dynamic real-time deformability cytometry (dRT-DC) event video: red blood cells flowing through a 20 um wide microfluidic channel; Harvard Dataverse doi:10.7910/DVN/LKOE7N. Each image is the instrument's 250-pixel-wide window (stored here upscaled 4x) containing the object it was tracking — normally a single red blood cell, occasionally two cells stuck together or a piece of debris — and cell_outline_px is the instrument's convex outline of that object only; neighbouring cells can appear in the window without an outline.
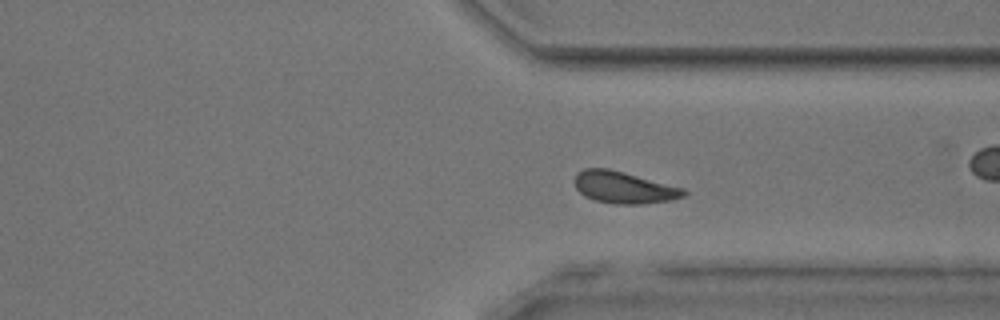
{"species": "common noctule bat (a hibernating species)", "species_latin": "Nyctalus noctula", "temperature_condition": "room temperature", "stored_images_in_passage": 50, "camera_frame_rate_fps": 3000, "um_per_image_px": 0.085, "animal": {"sex": "male", "body_mass_g": 17.9, "forearm_length_mm": 54.2}, "frame": {"image": 1, "passage_image": 36, "time_ms": 11.667, "image_size_px": [1000, 320], "cell_outline_px": [[688, 192], [684, 196], [672, 200], [644, 204], [616, 204], [596, 200], [584, 196], [576, 188], [572, 180], [576, 172], [584, 168], [608, 168], [624, 172], [684, 188]], "centroid_in_image_um": [53.0, 15.92], "position_along_channel_um": 358.4, "area_um2": 20.46}, "authors_computed_cell_mechanics": {"area_um2": 20.1722, "velocity_mm_per_s": 3.8392, "shape_relaxation_time_tau1_ms": 2.1973, "shape_relaxation_time_tau2_ms": 2.2711, "deformation_change_tau1": 0.1033, "deformation_change_tau2": 0.0897}}